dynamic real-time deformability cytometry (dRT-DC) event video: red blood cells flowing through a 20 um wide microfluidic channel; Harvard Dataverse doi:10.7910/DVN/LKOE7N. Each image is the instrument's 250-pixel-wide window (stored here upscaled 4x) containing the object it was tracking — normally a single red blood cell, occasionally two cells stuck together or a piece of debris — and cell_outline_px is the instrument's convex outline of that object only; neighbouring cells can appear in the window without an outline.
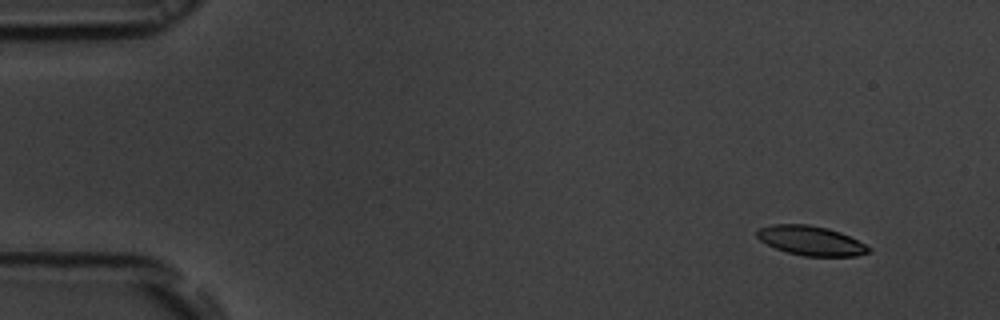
{"species": "common noctule bat (a hibernating species)", "species_latin": "Nyctalus noctula", "temperature_condition": "room temperature", "stored_images_in_passage": 53, "camera_frame_rate_fps": 3000, "um_per_image_px": 0.085, "animal": {"sex": "male", "body_mass_g": 19.5, "forearm_length_mm": 54.6}, "frame": {"image": 1, "passage_image": 4, "time_ms": 1.0, "image_size_px": [1000, 320], "cell_outline_px": [[872, 252], [856, 256], [804, 256], [788, 252], [776, 248], [760, 240], [756, 236], [756, 232], [760, 228], [772, 224], [808, 224], [828, 228], [840, 232], [872, 248]], "centroid_in_image_um": [68.94, 20.45], "position_along_channel_um": 16.1, "area_um2": 19.07}}
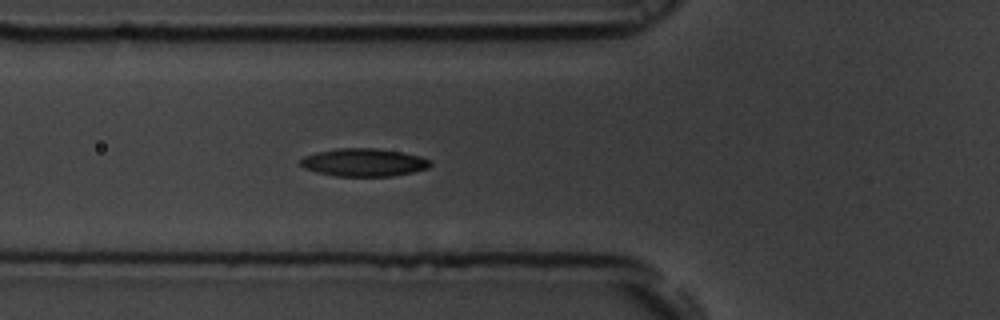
{"frame": {"image": 2, "passage_image": 19, "time_ms": 6.0, "image_size_px": [1000, 320], "cell_outline_px": [[432, 164], [428, 168], [412, 172], [392, 176], [336, 176], [316, 172], [304, 168], [300, 164], [300, 160], [304, 156], [316, 152], [340, 148], [376, 148], [400, 152], [420, 156], [432, 160]], "centroid_in_image_um": [30.93, 13.8], "position_along_channel_um": 94.9, "area_um2": 21.1}}
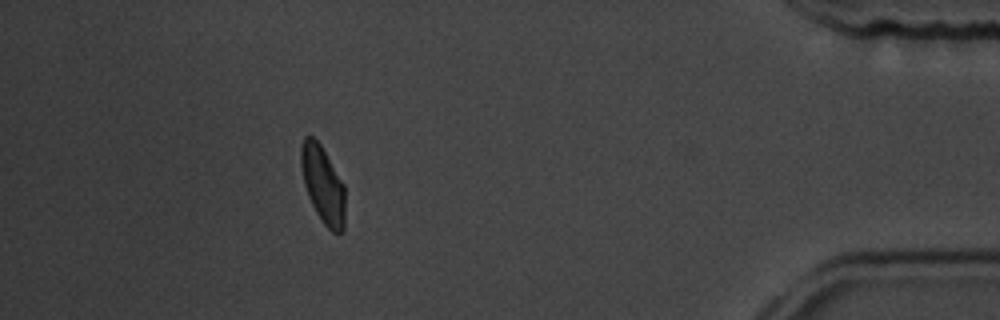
{"frame": {"image": 3, "passage_image": 48, "time_ms": 15.667, "image_size_px": [1000, 320], "cell_outline_px": [[344, 232], [332, 232], [324, 224], [316, 212], [308, 196], [304, 184], [300, 164], [300, 144], [304, 136], [312, 136], [320, 144], [344, 184]], "centroid_in_image_um": [27.42, 15.67], "position_along_channel_um": 407.8, "area_um2": 19.77}, "authors_computed_cell_mechanics": {"area_um2": 20.23, "velocity_mm_per_s": 3.7881, "shape_relaxation_time_tau1_ms": 5.6676, "shape_relaxation_time_tau2_ms": 4.267, "deformation_change_tau1": 0.1457, "deformation_change_tau2": 0.0871}}